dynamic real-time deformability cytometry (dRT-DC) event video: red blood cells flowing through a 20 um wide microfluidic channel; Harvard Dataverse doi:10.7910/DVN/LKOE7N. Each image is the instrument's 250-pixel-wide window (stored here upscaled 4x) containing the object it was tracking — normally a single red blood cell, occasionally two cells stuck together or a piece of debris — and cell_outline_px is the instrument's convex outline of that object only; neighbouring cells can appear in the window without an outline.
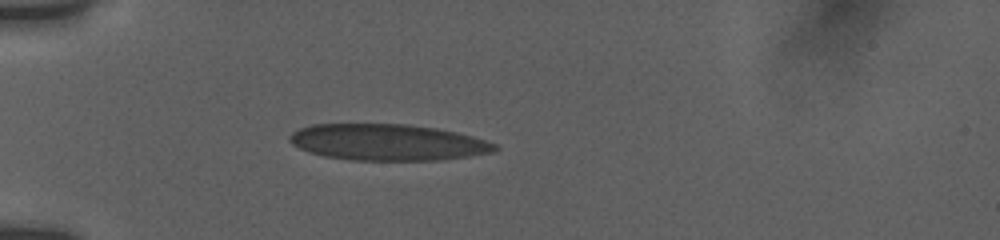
{"species": "human", "species_latin": "Homo sapiens", "temperature_condition": "room temperature", "stored_images_in_passage": 6, "camera_frame_rate_fps": 3000, "um_per_image_px": 0.085, "donor": {"sex": "female"}, "frame": {"image": 1, "passage_image": 1, "time_ms": 0.0, "image_size_px": [1000, 240], "cell_outline_px": [[500, 148], [496, 152], [440, 160], [352, 160], [324, 156], [308, 152], [292, 144], [288, 140], [288, 136], [292, 132], [300, 128], [312, 124], [408, 124], [436, 128], [456, 132], [472, 136], [496, 144]], "centroid_in_image_um": [32.94, 12.09], "position_along_channel_um": 52.1, "area_um2": 43.58}}
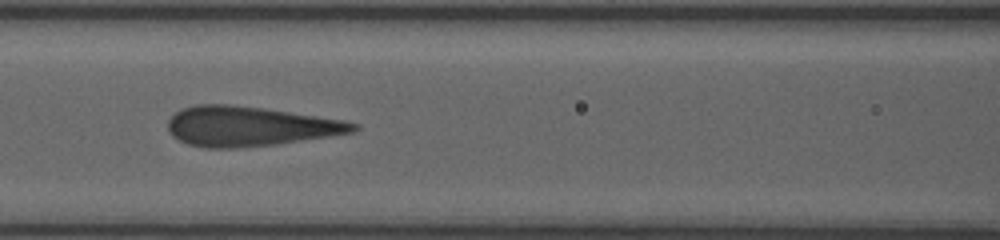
{"frame": {"image": 2, "passage_image": 4, "time_ms": 3.0, "image_size_px": [1000, 240], "cell_outline_px": [[360, 128], [356, 132], [276, 144], [244, 148], [204, 148], [188, 144], [172, 136], [168, 128], [168, 120], [180, 108], [196, 104], [232, 104], [264, 108], [344, 120], [360, 124]], "centroid_in_image_um": [21.23, 10.73], "position_along_channel_um": 145.4, "area_um2": 43.23}}
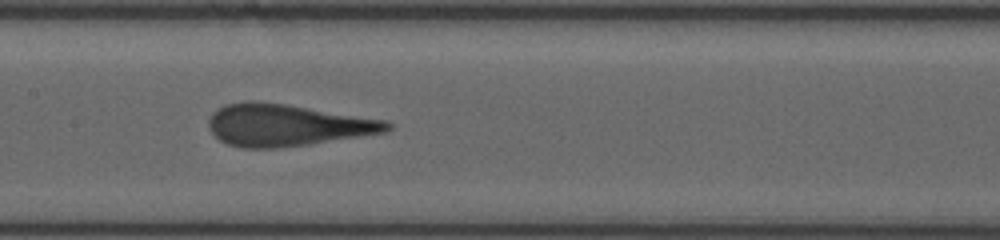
{"frame": {"image": 3, "passage_image": 5, "time_ms": 4.0, "image_size_px": [1000, 240], "cell_outline_px": [[392, 128], [384, 132], [308, 144], [276, 148], [244, 148], [228, 144], [220, 140], [212, 132], [208, 124], [208, 120], [212, 112], [228, 104], [244, 100], [256, 100], [284, 104], [384, 120], [392, 124]], "centroid_in_image_um": [24.33, 10.63], "position_along_channel_um": 183.1, "area_um2": 43.0}}